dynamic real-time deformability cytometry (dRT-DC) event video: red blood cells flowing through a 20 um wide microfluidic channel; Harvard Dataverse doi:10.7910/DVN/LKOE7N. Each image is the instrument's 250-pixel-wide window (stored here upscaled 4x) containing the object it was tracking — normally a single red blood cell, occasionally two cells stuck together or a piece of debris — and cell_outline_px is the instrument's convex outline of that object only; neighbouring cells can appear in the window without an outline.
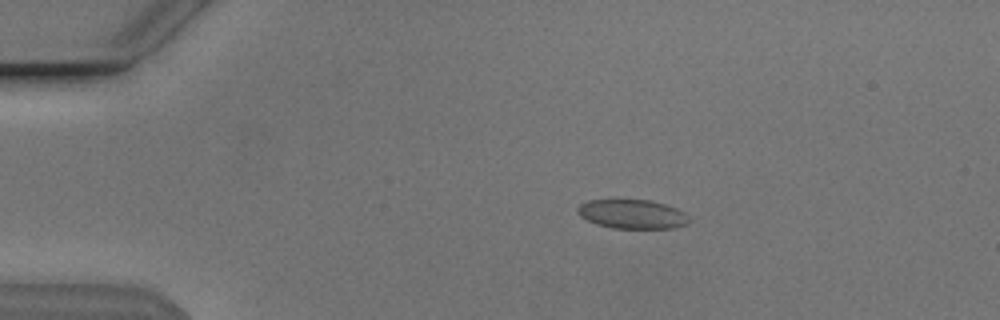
{"species": "Egyptian fruit bat (a non-hibernating species)", "species_latin": "Rousettus aegyptiacus", "temperature_condition": "cold", "stored_images_in_passage": 54, "camera_frame_rate_fps": 3000, "um_per_image_px": 0.085, "animal": {"sex": "male"}, "frame": {"image": 1, "passage_image": 10, "time_ms": 3.0, "image_size_px": [1000, 320], "cell_outline_px": [[688, 224], [676, 228], [612, 228], [596, 224], [580, 216], [576, 212], [576, 208], [580, 204], [588, 200], [648, 200], [664, 204], [676, 208], [684, 212], [688, 216]], "centroid_in_image_um": [53.72, 18.2], "position_along_channel_um": 31.3, "area_um2": 18.9}}
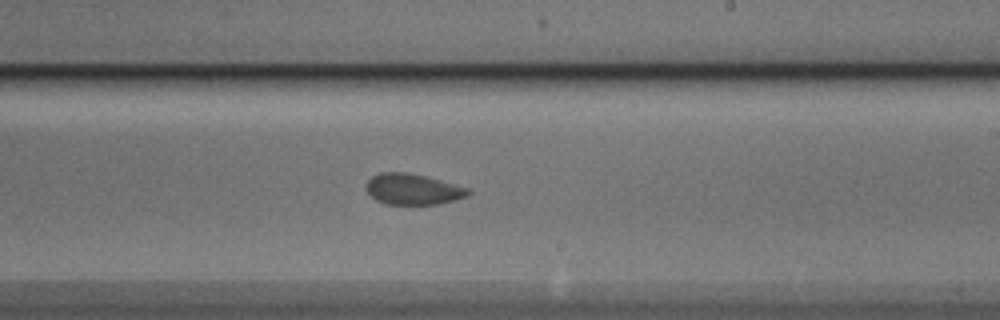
{"frame": {"image": 2, "passage_image": 32, "time_ms": 10.333, "image_size_px": [1000, 320], "cell_outline_px": [[472, 192], [468, 196], [456, 200], [436, 204], [388, 204], [376, 200], [368, 192], [368, 180], [372, 176], [380, 172], [408, 172], [428, 176], [472, 188]], "centroid_in_image_um": [35.19, 16.07], "position_along_channel_um": 253.8, "area_um2": 18.55}}
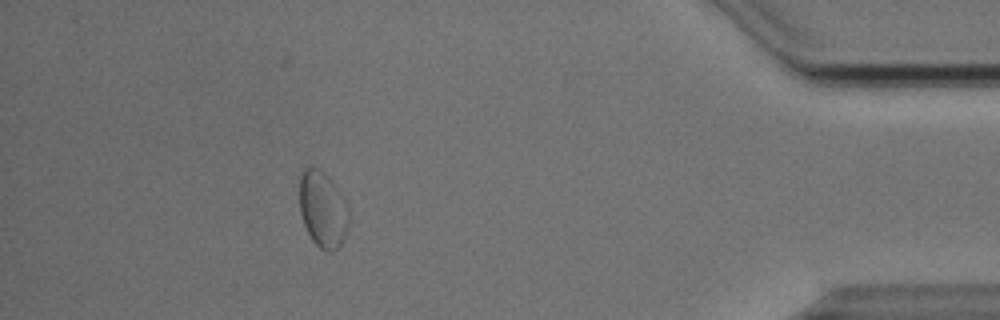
{"frame": {"image": 3, "passage_image": 48, "time_ms": 15.667, "image_size_px": [1000, 320], "cell_outline_px": [[348, 224], [344, 236], [340, 244], [332, 252], [328, 252], [320, 248], [312, 240], [304, 224], [300, 212], [300, 172], [304, 168], [312, 164], [320, 168], [328, 176], [340, 192], [344, 200], [348, 212]], "centroid_in_image_um": [27.41, 17.74], "position_along_channel_um": 407.8, "area_um2": 21.85}, "authors_computed_cell_mechanics": {"area_um2": 19.1318, "velocity_mm_per_s": 3.8138, "shape_relaxation_time_tau1_ms": null, "shape_relaxation_time_tau2_ms": 1.2431, "deformation_change_tau1": null, "deformation_change_tau2": 0.0717}}